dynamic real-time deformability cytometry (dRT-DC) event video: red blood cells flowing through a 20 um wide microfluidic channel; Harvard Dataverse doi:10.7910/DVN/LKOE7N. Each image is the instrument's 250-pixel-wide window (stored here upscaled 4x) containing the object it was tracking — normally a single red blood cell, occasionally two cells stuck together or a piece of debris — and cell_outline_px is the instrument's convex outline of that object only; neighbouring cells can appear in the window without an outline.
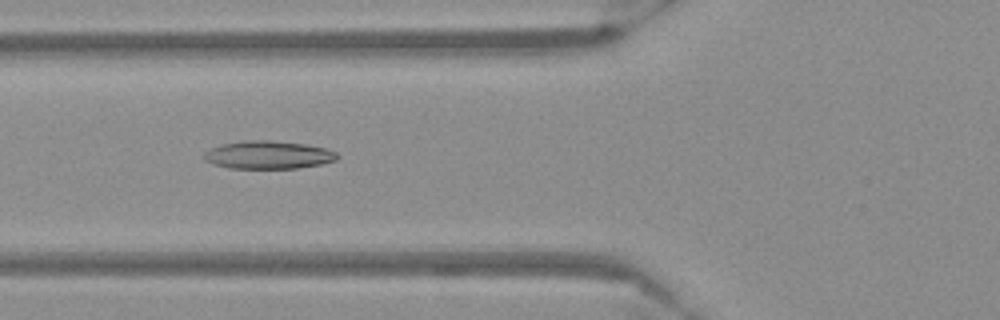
{"species": "Egyptian fruit bat (a non-hibernating species)", "species_latin": "Rousettus aegyptiacus", "temperature_condition": "warm", "stored_images_in_passage": 9, "camera_frame_rate_fps": 3000, "um_per_image_px": 0.085, "frame": {"image": 1, "passage_image": 6, "time_ms": 1.667, "image_size_px": [1000, 320], "cell_outline_px": [[340, 156], [336, 160], [320, 164], [296, 168], [228, 168], [212, 164], [204, 160], [204, 152], [212, 148], [224, 144], [244, 140], [268, 140], [304, 144], [324, 148], [336, 152]], "centroid_in_image_um": [22.78, 13.17], "position_along_channel_um": 103.0, "area_um2": 21.56}}
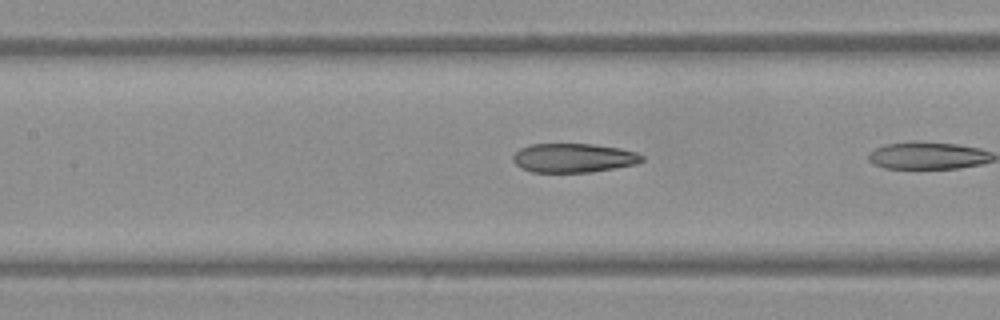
{"frame": {"image": 2, "passage_image": 8, "time_ms": 2.333, "image_size_px": [1000, 320], "cell_outline_px": [[644, 160], [636, 164], [592, 172], [532, 172], [520, 168], [512, 160], [512, 156], [520, 148], [532, 144], [592, 144], [620, 148], [636, 152], [644, 156]], "centroid_in_image_um": [48.75, 13.42], "position_along_channel_um": 158.7, "area_um2": 21.91}}